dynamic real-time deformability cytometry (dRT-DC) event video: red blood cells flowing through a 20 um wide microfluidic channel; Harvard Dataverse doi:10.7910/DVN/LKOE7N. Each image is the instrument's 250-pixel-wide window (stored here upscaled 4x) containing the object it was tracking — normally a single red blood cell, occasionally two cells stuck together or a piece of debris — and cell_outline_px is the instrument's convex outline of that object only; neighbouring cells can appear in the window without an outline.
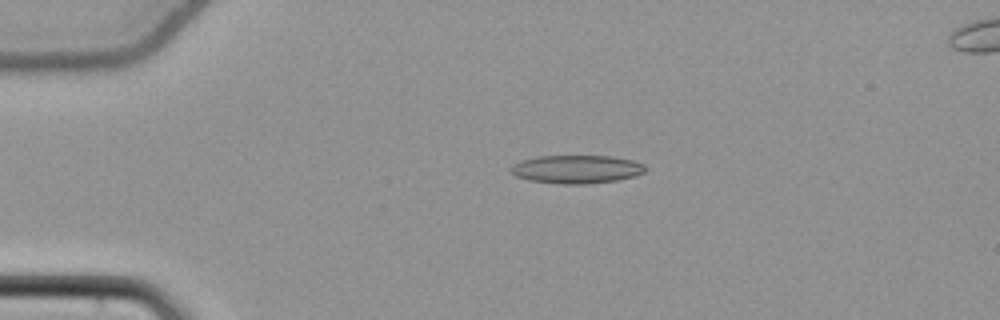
{"species": "common noctule bat (a hibernating species)", "species_latin": "Nyctalus noctula", "temperature_condition": "cold", "stored_images_in_passage": 55, "camera_frame_rate_fps": 3000, "um_per_image_px": 0.085, "animal": {"sex": "female", "body_mass_g": 22.7, "forearm_length_mm": 54.2}, "frame": {"image": 1, "passage_image": 13, "time_ms": 4.0, "image_size_px": [1000, 320], "cell_outline_px": [[648, 168], [644, 172], [636, 176], [616, 180], [588, 184], [560, 184], [528, 180], [516, 176], [508, 168], [512, 164], [520, 160], [536, 156], [612, 156], [632, 160], [644, 164]], "centroid_in_image_um": [49.0, 14.38], "position_along_channel_um": 36.0, "area_um2": 22.43}}
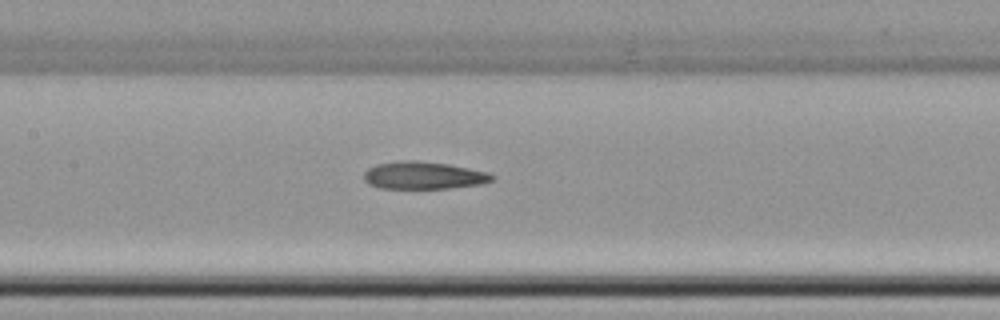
{"frame": {"image": 2, "passage_image": 27, "time_ms": 8.667, "image_size_px": [1000, 320], "cell_outline_px": [[496, 180], [484, 184], [448, 188], [380, 188], [368, 184], [364, 180], [364, 172], [368, 168], [376, 164], [404, 160], [416, 160], [448, 164], [488, 172], [496, 176]], "centroid_in_image_um": [36.04, 14.91], "position_along_channel_um": 171.4, "area_um2": 20.69}}
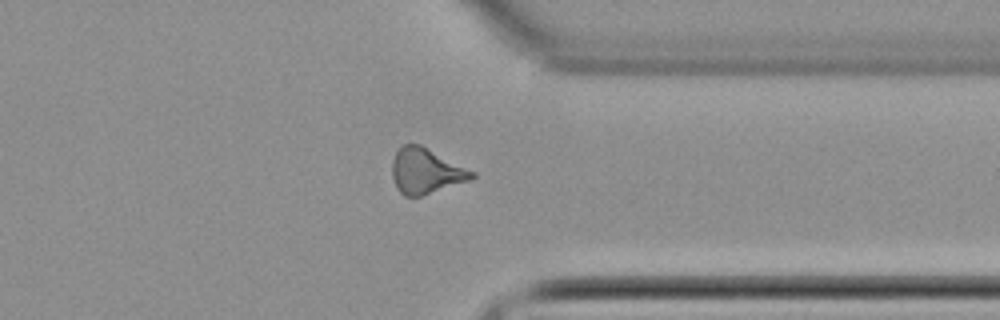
{"frame": {"image": 3, "passage_image": 43, "time_ms": 14.0, "image_size_px": [1000, 320], "cell_outline_px": [[476, 176], [468, 180], [420, 196], [404, 196], [396, 188], [392, 176], [392, 160], [400, 144], [420, 144], [476, 172]], "centroid_in_image_um": [36.16, 14.52], "position_along_channel_um": 375.2, "area_um2": 20.98}, "authors_computed_cell_mechanics": {"area_um2": 21.0392, "velocity_mm_per_s": 3.8726, "shape_relaxation_time_tau1_ms": null, "shape_relaxation_time_tau2_ms": 4.4599, "deformation_change_tau1": null, "deformation_change_tau2": 0.1379}}